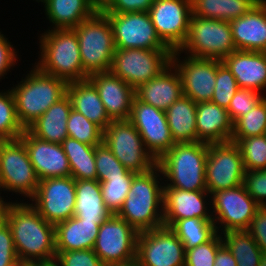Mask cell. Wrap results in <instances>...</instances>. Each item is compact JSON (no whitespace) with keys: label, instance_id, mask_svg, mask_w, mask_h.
I'll return each mask as SVG.
<instances>
[{"label":"cell","instance_id":"obj_48","mask_svg":"<svg viewBox=\"0 0 266 266\" xmlns=\"http://www.w3.org/2000/svg\"><path fill=\"white\" fill-rule=\"evenodd\" d=\"M155 0H101L103 13L148 12Z\"/></svg>","mask_w":266,"mask_h":266},{"label":"cell","instance_id":"obj_27","mask_svg":"<svg viewBox=\"0 0 266 266\" xmlns=\"http://www.w3.org/2000/svg\"><path fill=\"white\" fill-rule=\"evenodd\" d=\"M41 3L55 29L74 28L100 9L98 0H43Z\"/></svg>","mask_w":266,"mask_h":266},{"label":"cell","instance_id":"obj_54","mask_svg":"<svg viewBox=\"0 0 266 266\" xmlns=\"http://www.w3.org/2000/svg\"><path fill=\"white\" fill-rule=\"evenodd\" d=\"M102 266H137L136 262H129L126 264H103Z\"/></svg>","mask_w":266,"mask_h":266},{"label":"cell","instance_id":"obj_37","mask_svg":"<svg viewBox=\"0 0 266 266\" xmlns=\"http://www.w3.org/2000/svg\"><path fill=\"white\" fill-rule=\"evenodd\" d=\"M241 152L245 171L266 169V134L247 138H231Z\"/></svg>","mask_w":266,"mask_h":266},{"label":"cell","instance_id":"obj_32","mask_svg":"<svg viewBox=\"0 0 266 266\" xmlns=\"http://www.w3.org/2000/svg\"><path fill=\"white\" fill-rule=\"evenodd\" d=\"M196 109L197 103L182 95L165 111L175 143L197 142Z\"/></svg>","mask_w":266,"mask_h":266},{"label":"cell","instance_id":"obj_40","mask_svg":"<svg viewBox=\"0 0 266 266\" xmlns=\"http://www.w3.org/2000/svg\"><path fill=\"white\" fill-rule=\"evenodd\" d=\"M67 133L84 144L96 146L103 142V130L74 109L67 120Z\"/></svg>","mask_w":266,"mask_h":266},{"label":"cell","instance_id":"obj_26","mask_svg":"<svg viewBox=\"0 0 266 266\" xmlns=\"http://www.w3.org/2000/svg\"><path fill=\"white\" fill-rule=\"evenodd\" d=\"M197 141L207 144L231 141L233 122L226 108L211 101L197 103Z\"/></svg>","mask_w":266,"mask_h":266},{"label":"cell","instance_id":"obj_38","mask_svg":"<svg viewBox=\"0 0 266 266\" xmlns=\"http://www.w3.org/2000/svg\"><path fill=\"white\" fill-rule=\"evenodd\" d=\"M24 131L17 118L11 90L0 91V141L19 139Z\"/></svg>","mask_w":266,"mask_h":266},{"label":"cell","instance_id":"obj_28","mask_svg":"<svg viewBox=\"0 0 266 266\" xmlns=\"http://www.w3.org/2000/svg\"><path fill=\"white\" fill-rule=\"evenodd\" d=\"M101 224L76 216L55 225L56 251L93 249Z\"/></svg>","mask_w":266,"mask_h":266},{"label":"cell","instance_id":"obj_53","mask_svg":"<svg viewBox=\"0 0 266 266\" xmlns=\"http://www.w3.org/2000/svg\"><path fill=\"white\" fill-rule=\"evenodd\" d=\"M36 266H60L55 260L54 261H49V262H44V263H38Z\"/></svg>","mask_w":266,"mask_h":266},{"label":"cell","instance_id":"obj_29","mask_svg":"<svg viewBox=\"0 0 266 266\" xmlns=\"http://www.w3.org/2000/svg\"><path fill=\"white\" fill-rule=\"evenodd\" d=\"M72 104L67 94L52 104L27 130L35 137L61 144L67 137V120Z\"/></svg>","mask_w":266,"mask_h":266},{"label":"cell","instance_id":"obj_3","mask_svg":"<svg viewBox=\"0 0 266 266\" xmlns=\"http://www.w3.org/2000/svg\"><path fill=\"white\" fill-rule=\"evenodd\" d=\"M207 155V143L198 141L175 143L156 163L161 175L167 179L166 184H163L166 187L186 191H207L205 178Z\"/></svg>","mask_w":266,"mask_h":266},{"label":"cell","instance_id":"obj_14","mask_svg":"<svg viewBox=\"0 0 266 266\" xmlns=\"http://www.w3.org/2000/svg\"><path fill=\"white\" fill-rule=\"evenodd\" d=\"M75 199V179L68 176L40 180L30 200L47 222L56 225L74 216Z\"/></svg>","mask_w":266,"mask_h":266},{"label":"cell","instance_id":"obj_10","mask_svg":"<svg viewBox=\"0 0 266 266\" xmlns=\"http://www.w3.org/2000/svg\"><path fill=\"white\" fill-rule=\"evenodd\" d=\"M103 143L128 170L146 173L157 161L146 150L141 135L129 120H112L103 131Z\"/></svg>","mask_w":266,"mask_h":266},{"label":"cell","instance_id":"obj_51","mask_svg":"<svg viewBox=\"0 0 266 266\" xmlns=\"http://www.w3.org/2000/svg\"><path fill=\"white\" fill-rule=\"evenodd\" d=\"M0 31V79L9 72L12 66H15L17 61V54L15 48L8 41V38L1 34Z\"/></svg>","mask_w":266,"mask_h":266},{"label":"cell","instance_id":"obj_44","mask_svg":"<svg viewBox=\"0 0 266 266\" xmlns=\"http://www.w3.org/2000/svg\"><path fill=\"white\" fill-rule=\"evenodd\" d=\"M222 245L221 234L217 233L210 241L185 250V266H213Z\"/></svg>","mask_w":266,"mask_h":266},{"label":"cell","instance_id":"obj_35","mask_svg":"<svg viewBox=\"0 0 266 266\" xmlns=\"http://www.w3.org/2000/svg\"><path fill=\"white\" fill-rule=\"evenodd\" d=\"M221 237L223 244L233 254L237 266L260 265L263 252L247 230L224 232Z\"/></svg>","mask_w":266,"mask_h":266},{"label":"cell","instance_id":"obj_23","mask_svg":"<svg viewBox=\"0 0 266 266\" xmlns=\"http://www.w3.org/2000/svg\"><path fill=\"white\" fill-rule=\"evenodd\" d=\"M229 23L236 50L266 52V0Z\"/></svg>","mask_w":266,"mask_h":266},{"label":"cell","instance_id":"obj_17","mask_svg":"<svg viewBox=\"0 0 266 266\" xmlns=\"http://www.w3.org/2000/svg\"><path fill=\"white\" fill-rule=\"evenodd\" d=\"M119 49H169L158 37L148 12L104 13Z\"/></svg>","mask_w":266,"mask_h":266},{"label":"cell","instance_id":"obj_24","mask_svg":"<svg viewBox=\"0 0 266 266\" xmlns=\"http://www.w3.org/2000/svg\"><path fill=\"white\" fill-rule=\"evenodd\" d=\"M222 62L234 75L239 88L259 93L266 88V52L236 50Z\"/></svg>","mask_w":266,"mask_h":266},{"label":"cell","instance_id":"obj_1","mask_svg":"<svg viewBox=\"0 0 266 266\" xmlns=\"http://www.w3.org/2000/svg\"><path fill=\"white\" fill-rule=\"evenodd\" d=\"M0 216L10 227L20 262L38 264L55 260V225L47 222L30 203L5 200Z\"/></svg>","mask_w":266,"mask_h":266},{"label":"cell","instance_id":"obj_2","mask_svg":"<svg viewBox=\"0 0 266 266\" xmlns=\"http://www.w3.org/2000/svg\"><path fill=\"white\" fill-rule=\"evenodd\" d=\"M160 174L162 173L157 165L146 173H137L133 177L124 204L117 214L138 233L164 226V185L159 182L163 180Z\"/></svg>","mask_w":266,"mask_h":266},{"label":"cell","instance_id":"obj_31","mask_svg":"<svg viewBox=\"0 0 266 266\" xmlns=\"http://www.w3.org/2000/svg\"><path fill=\"white\" fill-rule=\"evenodd\" d=\"M75 190L74 216L102 224L112 215L104 204L98 180H75Z\"/></svg>","mask_w":266,"mask_h":266},{"label":"cell","instance_id":"obj_11","mask_svg":"<svg viewBox=\"0 0 266 266\" xmlns=\"http://www.w3.org/2000/svg\"><path fill=\"white\" fill-rule=\"evenodd\" d=\"M208 201L213 208V222L218 233L247 230L260 205L248 194L245 186L219 190ZM215 214V215H213ZM220 228V230H219ZM221 231V232H220Z\"/></svg>","mask_w":266,"mask_h":266},{"label":"cell","instance_id":"obj_50","mask_svg":"<svg viewBox=\"0 0 266 266\" xmlns=\"http://www.w3.org/2000/svg\"><path fill=\"white\" fill-rule=\"evenodd\" d=\"M247 231L263 253H266V206H260L251 219Z\"/></svg>","mask_w":266,"mask_h":266},{"label":"cell","instance_id":"obj_47","mask_svg":"<svg viewBox=\"0 0 266 266\" xmlns=\"http://www.w3.org/2000/svg\"><path fill=\"white\" fill-rule=\"evenodd\" d=\"M243 185L260 206H266V169L246 171Z\"/></svg>","mask_w":266,"mask_h":266},{"label":"cell","instance_id":"obj_52","mask_svg":"<svg viewBox=\"0 0 266 266\" xmlns=\"http://www.w3.org/2000/svg\"><path fill=\"white\" fill-rule=\"evenodd\" d=\"M213 266H237L233 254L224 244L218 249Z\"/></svg>","mask_w":266,"mask_h":266},{"label":"cell","instance_id":"obj_25","mask_svg":"<svg viewBox=\"0 0 266 266\" xmlns=\"http://www.w3.org/2000/svg\"><path fill=\"white\" fill-rule=\"evenodd\" d=\"M182 95L181 78L176 68L171 64L157 77L135 89V97L139 101L163 111H166Z\"/></svg>","mask_w":266,"mask_h":266},{"label":"cell","instance_id":"obj_5","mask_svg":"<svg viewBox=\"0 0 266 266\" xmlns=\"http://www.w3.org/2000/svg\"><path fill=\"white\" fill-rule=\"evenodd\" d=\"M67 84L61 78L42 72L35 65L20 83L10 89L17 118L24 129L66 95Z\"/></svg>","mask_w":266,"mask_h":266},{"label":"cell","instance_id":"obj_39","mask_svg":"<svg viewBox=\"0 0 266 266\" xmlns=\"http://www.w3.org/2000/svg\"><path fill=\"white\" fill-rule=\"evenodd\" d=\"M266 134V95L247 114L233 124L232 138H247Z\"/></svg>","mask_w":266,"mask_h":266},{"label":"cell","instance_id":"obj_56","mask_svg":"<svg viewBox=\"0 0 266 266\" xmlns=\"http://www.w3.org/2000/svg\"><path fill=\"white\" fill-rule=\"evenodd\" d=\"M259 266H266V253H263L261 263Z\"/></svg>","mask_w":266,"mask_h":266},{"label":"cell","instance_id":"obj_4","mask_svg":"<svg viewBox=\"0 0 266 266\" xmlns=\"http://www.w3.org/2000/svg\"><path fill=\"white\" fill-rule=\"evenodd\" d=\"M39 39L41 52L35 65L42 72L67 83L88 79L82 66L78 37L72 28H51Z\"/></svg>","mask_w":266,"mask_h":266},{"label":"cell","instance_id":"obj_16","mask_svg":"<svg viewBox=\"0 0 266 266\" xmlns=\"http://www.w3.org/2000/svg\"><path fill=\"white\" fill-rule=\"evenodd\" d=\"M148 13L161 41L171 51L179 50L189 31L191 0H155Z\"/></svg>","mask_w":266,"mask_h":266},{"label":"cell","instance_id":"obj_34","mask_svg":"<svg viewBox=\"0 0 266 266\" xmlns=\"http://www.w3.org/2000/svg\"><path fill=\"white\" fill-rule=\"evenodd\" d=\"M62 148L68 158L71 177L75 180H97L95 147L67 137Z\"/></svg>","mask_w":266,"mask_h":266},{"label":"cell","instance_id":"obj_22","mask_svg":"<svg viewBox=\"0 0 266 266\" xmlns=\"http://www.w3.org/2000/svg\"><path fill=\"white\" fill-rule=\"evenodd\" d=\"M207 191H186L163 186V223L169 227L174 221L186 218L213 220L207 202ZM207 197V200L205 199ZM206 200V201H205ZM210 212V213H209Z\"/></svg>","mask_w":266,"mask_h":266},{"label":"cell","instance_id":"obj_8","mask_svg":"<svg viewBox=\"0 0 266 266\" xmlns=\"http://www.w3.org/2000/svg\"><path fill=\"white\" fill-rule=\"evenodd\" d=\"M39 179L20 139L0 141V191L16 192L31 199ZM0 202L4 198L0 196Z\"/></svg>","mask_w":266,"mask_h":266},{"label":"cell","instance_id":"obj_7","mask_svg":"<svg viewBox=\"0 0 266 266\" xmlns=\"http://www.w3.org/2000/svg\"><path fill=\"white\" fill-rule=\"evenodd\" d=\"M178 51L222 61L236 51L229 21L191 15L187 38Z\"/></svg>","mask_w":266,"mask_h":266},{"label":"cell","instance_id":"obj_15","mask_svg":"<svg viewBox=\"0 0 266 266\" xmlns=\"http://www.w3.org/2000/svg\"><path fill=\"white\" fill-rule=\"evenodd\" d=\"M137 266H185V249L170 227L138 233Z\"/></svg>","mask_w":266,"mask_h":266},{"label":"cell","instance_id":"obj_55","mask_svg":"<svg viewBox=\"0 0 266 266\" xmlns=\"http://www.w3.org/2000/svg\"><path fill=\"white\" fill-rule=\"evenodd\" d=\"M14 266H36L34 263H27V262H19Z\"/></svg>","mask_w":266,"mask_h":266},{"label":"cell","instance_id":"obj_33","mask_svg":"<svg viewBox=\"0 0 266 266\" xmlns=\"http://www.w3.org/2000/svg\"><path fill=\"white\" fill-rule=\"evenodd\" d=\"M261 0H191L192 15L231 21L249 12Z\"/></svg>","mask_w":266,"mask_h":266},{"label":"cell","instance_id":"obj_36","mask_svg":"<svg viewBox=\"0 0 266 266\" xmlns=\"http://www.w3.org/2000/svg\"><path fill=\"white\" fill-rule=\"evenodd\" d=\"M216 226L213 220L194 217L176 220L169 227L187 250L210 241L218 233Z\"/></svg>","mask_w":266,"mask_h":266},{"label":"cell","instance_id":"obj_46","mask_svg":"<svg viewBox=\"0 0 266 266\" xmlns=\"http://www.w3.org/2000/svg\"><path fill=\"white\" fill-rule=\"evenodd\" d=\"M55 261L60 266H102L93 249L56 251Z\"/></svg>","mask_w":266,"mask_h":266},{"label":"cell","instance_id":"obj_20","mask_svg":"<svg viewBox=\"0 0 266 266\" xmlns=\"http://www.w3.org/2000/svg\"><path fill=\"white\" fill-rule=\"evenodd\" d=\"M19 139L26 147L39 181L71 176L69 161L61 144L41 140L27 129Z\"/></svg>","mask_w":266,"mask_h":266},{"label":"cell","instance_id":"obj_45","mask_svg":"<svg viewBox=\"0 0 266 266\" xmlns=\"http://www.w3.org/2000/svg\"><path fill=\"white\" fill-rule=\"evenodd\" d=\"M265 96L253 89L239 88L227 108L233 124L243 115L251 111Z\"/></svg>","mask_w":266,"mask_h":266},{"label":"cell","instance_id":"obj_6","mask_svg":"<svg viewBox=\"0 0 266 266\" xmlns=\"http://www.w3.org/2000/svg\"><path fill=\"white\" fill-rule=\"evenodd\" d=\"M72 29L78 37L84 72L89 76L110 71L116 47L113 29L107 16L99 9Z\"/></svg>","mask_w":266,"mask_h":266},{"label":"cell","instance_id":"obj_9","mask_svg":"<svg viewBox=\"0 0 266 266\" xmlns=\"http://www.w3.org/2000/svg\"><path fill=\"white\" fill-rule=\"evenodd\" d=\"M171 55L170 49L116 48L110 71L137 89L167 68Z\"/></svg>","mask_w":266,"mask_h":266},{"label":"cell","instance_id":"obj_42","mask_svg":"<svg viewBox=\"0 0 266 266\" xmlns=\"http://www.w3.org/2000/svg\"><path fill=\"white\" fill-rule=\"evenodd\" d=\"M95 165L99 182L105 181V178L135 176L137 174L122 165L103 142L95 147Z\"/></svg>","mask_w":266,"mask_h":266},{"label":"cell","instance_id":"obj_19","mask_svg":"<svg viewBox=\"0 0 266 266\" xmlns=\"http://www.w3.org/2000/svg\"><path fill=\"white\" fill-rule=\"evenodd\" d=\"M172 51L171 65L176 68L182 81L183 95L195 103L211 101L217 75V59L196 58Z\"/></svg>","mask_w":266,"mask_h":266},{"label":"cell","instance_id":"obj_43","mask_svg":"<svg viewBox=\"0 0 266 266\" xmlns=\"http://www.w3.org/2000/svg\"><path fill=\"white\" fill-rule=\"evenodd\" d=\"M238 89L234 75L221 60H217V75L211 102L227 109Z\"/></svg>","mask_w":266,"mask_h":266},{"label":"cell","instance_id":"obj_49","mask_svg":"<svg viewBox=\"0 0 266 266\" xmlns=\"http://www.w3.org/2000/svg\"><path fill=\"white\" fill-rule=\"evenodd\" d=\"M19 262L10 227L0 216V266H14Z\"/></svg>","mask_w":266,"mask_h":266},{"label":"cell","instance_id":"obj_41","mask_svg":"<svg viewBox=\"0 0 266 266\" xmlns=\"http://www.w3.org/2000/svg\"><path fill=\"white\" fill-rule=\"evenodd\" d=\"M134 176L105 178L100 182L104 204L111 214H118L130 190Z\"/></svg>","mask_w":266,"mask_h":266},{"label":"cell","instance_id":"obj_30","mask_svg":"<svg viewBox=\"0 0 266 266\" xmlns=\"http://www.w3.org/2000/svg\"><path fill=\"white\" fill-rule=\"evenodd\" d=\"M66 94L70 98L72 109L83 114L103 131L112 122L105 111L97 89L88 79L69 82Z\"/></svg>","mask_w":266,"mask_h":266},{"label":"cell","instance_id":"obj_18","mask_svg":"<svg viewBox=\"0 0 266 266\" xmlns=\"http://www.w3.org/2000/svg\"><path fill=\"white\" fill-rule=\"evenodd\" d=\"M128 120L137 129L146 150L156 161L175 144L165 111L143 103L134 97Z\"/></svg>","mask_w":266,"mask_h":266},{"label":"cell","instance_id":"obj_21","mask_svg":"<svg viewBox=\"0 0 266 266\" xmlns=\"http://www.w3.org/2000/svg\"><path fill=\"white\" fill-rule=\"evenodd\" d=\"M88 80L95 86L111 120H128L135 89L111 71L90 74Z\"/></svg>","mask_w":266,"mask_h":266},{"label":"cell","instance_id":"obj_12","mask_svg":"<svg viewBox=\"0 0 266 266\" xmlns=\"http://www.w3.org/2000/svg\"><path fill=\"white\" fill-rule=\"evenodd\" d=\"M138 232L117 214H112L99 228L94 252L103 264L136 261Z\"/></svg>","mask_w":266,"mask_h":266},{"label":"cell","instance_id":"obj_13","mask_svg":"<svg viewBox=\"0 0 266 266\" xmlns=\"http://www.w3.org/2000/svg\"><path fill=\"white\" fill-rule=\"evenodd\" d=\"M245 172L241 152L235 142L208 144L205 178L210 195L242 185Z\"/></svg>","mask_w":266,"mask_h":266}]
</instances>
